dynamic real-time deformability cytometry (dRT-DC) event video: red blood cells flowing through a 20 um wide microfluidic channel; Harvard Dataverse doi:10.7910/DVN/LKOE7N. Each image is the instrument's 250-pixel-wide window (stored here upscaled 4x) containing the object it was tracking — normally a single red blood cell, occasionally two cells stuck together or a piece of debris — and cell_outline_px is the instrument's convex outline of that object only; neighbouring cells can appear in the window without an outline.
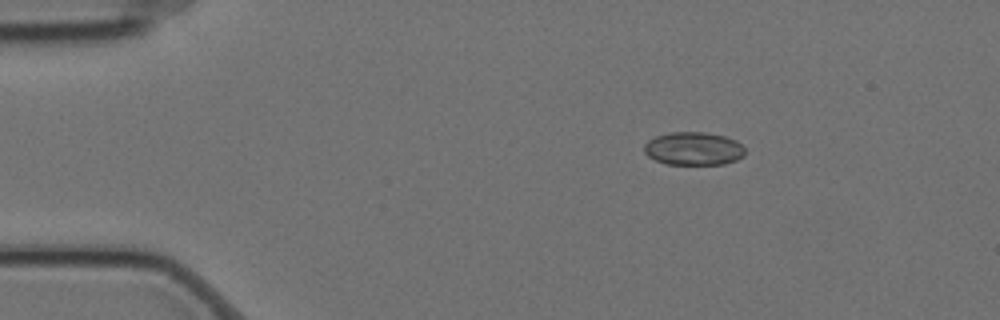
{"species": "Egyptian fruit bat (a non-hibernating species)", "species_latin": "Rousettus aegyptiacus", "temperature_condition": "cold", "stored_images_in_passage": 3, "camera_frame_rate_fps": 3000, "um_per_image_px": 0.085, "animal": {"sex": "female"}, "frame": {"image": 1, "passage_image": 1, "time_ms": 0.0, "image_size_px": [1000, 320], "cell_outline_px": [[744, 156], [736, 160], [724, 164], [664, 164], [648, 156], [644, 152], [644, 144], [648, 140], [656, 136], [668, 132], [704, 132], [724, 136], [736, 140], [744, 148]], "centroid_in_image_um": [58.93, 12.63], "position_along_channel_um": 26.1, "area_um2": 19.54}}